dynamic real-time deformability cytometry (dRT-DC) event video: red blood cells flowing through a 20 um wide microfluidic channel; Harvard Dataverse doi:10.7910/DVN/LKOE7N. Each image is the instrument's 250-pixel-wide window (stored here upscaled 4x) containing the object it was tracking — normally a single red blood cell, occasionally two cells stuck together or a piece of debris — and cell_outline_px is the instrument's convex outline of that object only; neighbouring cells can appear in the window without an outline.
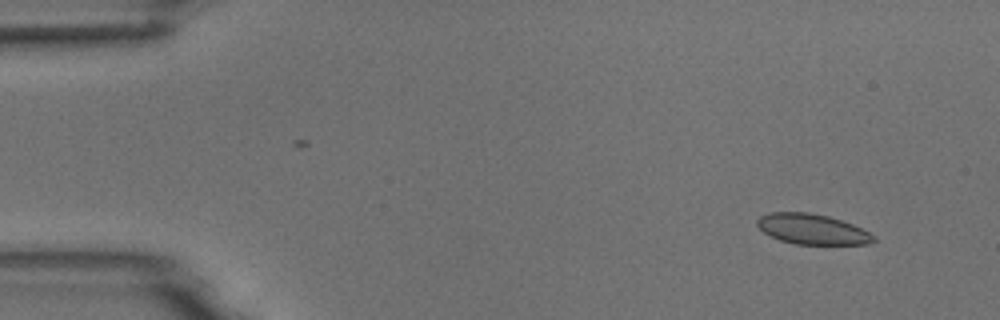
{"species": "common noctule bat (a hibernating species)", "species_latin": "Nyctalus noctula", "temperature_condition": "room temperature", "stored_images_in_passage": 5, "camera_frame_rate_fps": 3000, "um_per_image_px": 0.085, "animal": {"sex": "male", "body_mass_g": 18.8}, "frame": {"image": 1, "passage_image": 2, "time_ms": 1.333, "image_size_px": [1000, 320], "cell_outline_px": [[876, 240], [868, 244], [796, 244], [780, 240], [764, 232], [756, 224], [756, 220], [760, 216], [768, 212], [808, 212], [828, 216], [852, 224], [876, 236]], "centroid_in_image_um": [69.02, 19.47], "position_along_channel_um": 16.0, "area_um2": 20.46}}
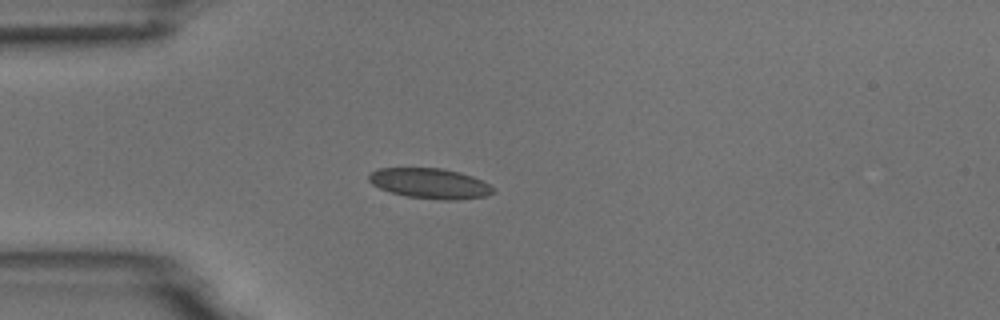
{"frame": {"image": 2, "passage_image": 5, "time_ms": 4.667, "image_size_px": [1000, 320], "cell_outline_px": [[496, 192], [488, 196], [460, 200], [444, 200], [408, 196], [392, 192], [380, 188], [372, 184], [368, 180], [368, 176], [372, 172], [380, 168], [440, 168], [460, 172], [472, 176], [496, 188]], "centroid_in_image_um": [36.6, 15.59], "position_along_channel_um": 48.4, "area_um2": 21.91}}